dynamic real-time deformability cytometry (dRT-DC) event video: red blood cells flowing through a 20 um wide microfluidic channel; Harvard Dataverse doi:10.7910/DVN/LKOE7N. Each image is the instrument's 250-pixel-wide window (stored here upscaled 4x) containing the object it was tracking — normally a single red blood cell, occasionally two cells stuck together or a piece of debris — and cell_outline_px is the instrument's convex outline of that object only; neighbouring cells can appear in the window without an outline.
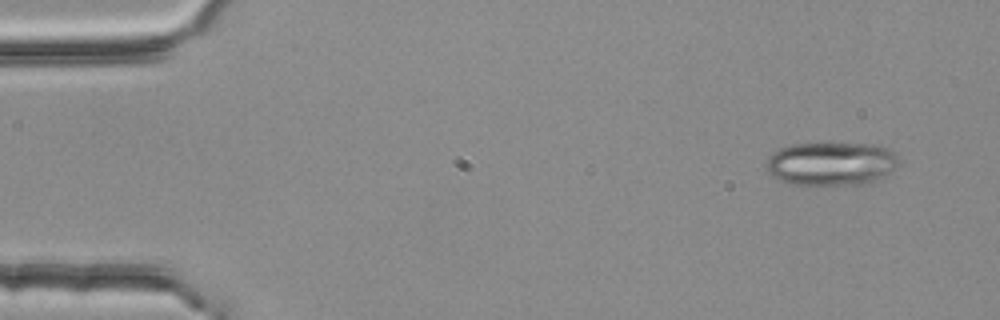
{"species": "common noctule bat (a hibernating species)", "species_latin": "Nyctalus noctula", "temperature_condition": "room temperature", "stored_images_in_passage": 3, "camera_frame_rate_fps": 3000, "um_per_image_px": 0.085, "animal": {"sex": "female", "body_mass_g": 25.1}, "frame": {"image": 1, "passage_image": 1, "time_ms": 0.0, "image_size_px": [1000, 320], "cell_outline_px": [[900, 164], [884, 176], [876, 180], [864, 184], [792, 184], [780, 180], [772, 176], [768, 172], [764, 164], [768, 156], [772, 152], [780, 148], [792, 144], [880, 144], [896, 152]], "centroid_in_image_um": [70.66, 13.9], "position_along_channel_um": 14.3, "area_um2": 33.76}}